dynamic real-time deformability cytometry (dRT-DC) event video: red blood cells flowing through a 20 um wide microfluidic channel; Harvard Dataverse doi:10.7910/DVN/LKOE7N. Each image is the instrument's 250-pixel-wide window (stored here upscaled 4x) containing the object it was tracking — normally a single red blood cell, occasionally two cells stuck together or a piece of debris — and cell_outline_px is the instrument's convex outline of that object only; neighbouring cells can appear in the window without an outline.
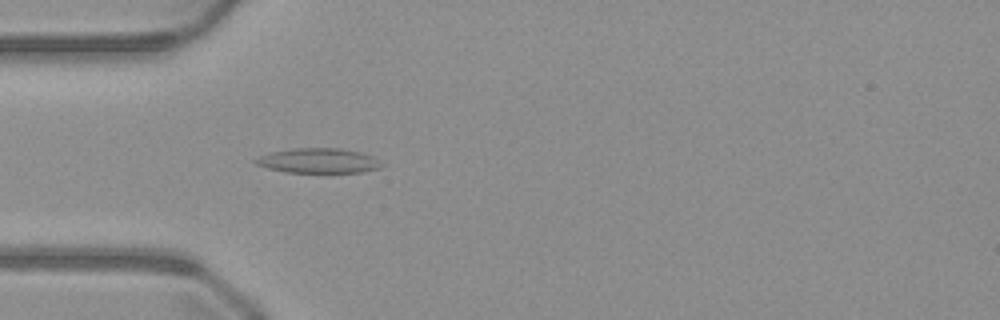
{"species": "common noctule bat (a hibernating species)", "species_latin": "Nyctalus noctula", "temperature_condition": "warm", "stored_images_in_passage": 49, "camera_frame_rate_fps": 3000, "um_per_image_px": 0.085, "animal": {"sex": "male", "body_mass_g": 23.1, "forearm_length_mm": 52.7}, "frame": {"image": 1, "passage_image": 14, "time_ms": 4.333, "image_size_px": [1000, 320], "cell_outline_px": [[384, 164], [380, 168], [364, 172], [284, 172], [268, 168], [256, 164], [252, 160], [260, 156], [272, 152], [292, 148], [340, 148], [360, 152], [372, 156]], "centroid_in_image_um": [27.08, 13.66], "position_along_channel_um": 57.9, "area_um2": 18.21}}
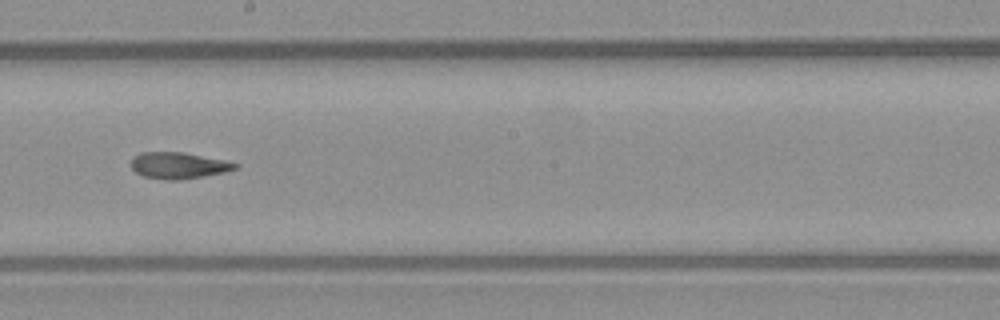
{"frame": {"image": 2, "passage_image": 27, "time_ms": 8.667, "image_size_px": [1000, 320], "cell_outline_px": [[240, 164], [236, 168], [224, 172], [204, 176], [180, 180], [164, 180], [144, 176], [136, 172], [132, 168], [132, 156], [140, 152], [184, 152], [224, 160]], "centroid_in_image_um": [15.16, 14.06], "position_along_channel_um": 233.0, "area_um2": 16.01}}
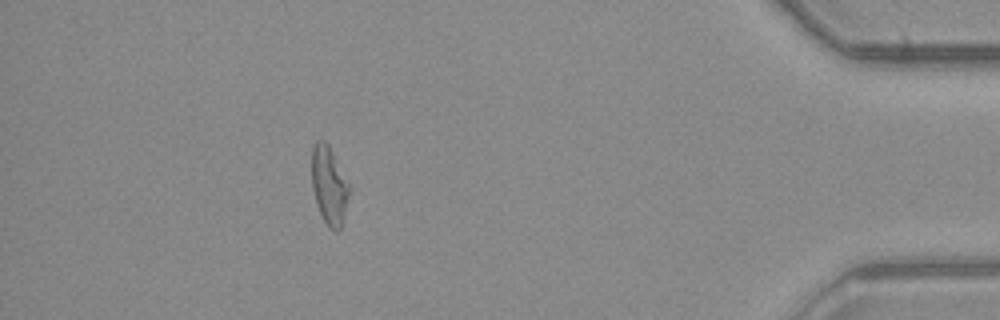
{"frame": {"image": 3, "passage_image": 44, "time_ms": 14.333, "image_size_px": [1000, 320], "cell_outline_px": [[348, 196], [344, 216], [340, 228], [336, 232], [328, 228], [316, 204], [312, 188], [312, 148], [316, 140], [324, 140], [328, 144], [348, 184]], "centroid_in_image_um": [27.94, 15.77], "position_along_channel_um": 407.3, "area_um2": 16.65}}